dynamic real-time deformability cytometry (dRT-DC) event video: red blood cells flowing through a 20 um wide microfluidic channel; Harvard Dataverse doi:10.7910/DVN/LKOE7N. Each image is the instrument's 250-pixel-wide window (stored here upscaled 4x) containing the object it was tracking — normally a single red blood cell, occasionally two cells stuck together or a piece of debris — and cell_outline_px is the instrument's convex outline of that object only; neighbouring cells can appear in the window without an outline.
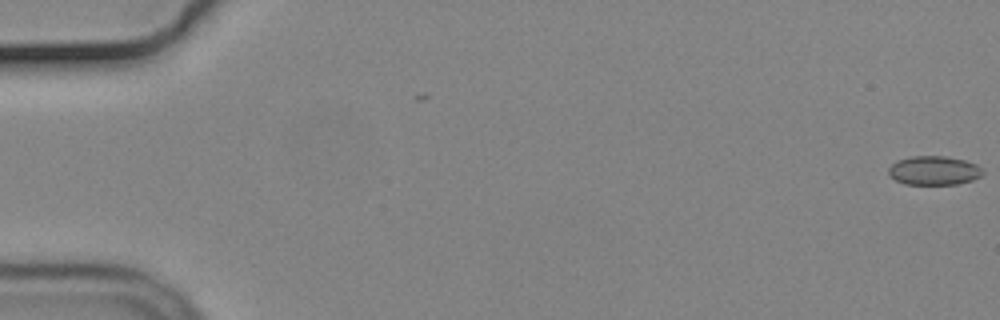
{"species": "common noctule bat (a hibernating species)", "species_latin": "Nyctalus noctula", "temperature_condition": "cold", "stored_images_in_passage": 56, "camera_frame_rate_fps": 3000, "um_per_image_px": 0.085, "animal": {"sex": "male", "body_mass_g": 19.2, "forearm_length_mm": 51.8}, "frame": {"image": 1, "passage_image": 1, "time_ms": 0.0, "image_size_px": [1000, 320], "cell_outline_px": [[984, 172], [980, 176], [972, 180], [956, 184], [904, 184], [888, 176], [888, 168], [896, 160], [912, 156], [944, 156], [964, 160], [976, 164]], "centroid_in_image_um": [79.34, 14.49], "position_along_channel_um": 5.7, "area_um2": 15.9}}
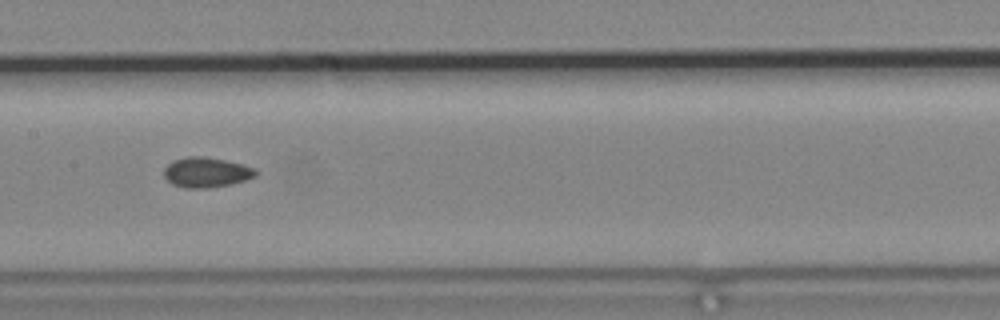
{"frame": {"image": 2, "passage_image": 29, "time_ms": 9.333, "image_size_px": [1000, 320], "cell_outline_px": [[256, 176], [232, 184], [208, 188], [184, 188], [172, 184], [164, 176], [164, 168], [172, 160], [188, 156], [204, 156], [224, 160], [240, 164], [252, 168], [256, 172]], "centroid_in_image_um": [17.48, 14.65], "position_along_channel_um": 189.9, "area_um2": 15.95}}
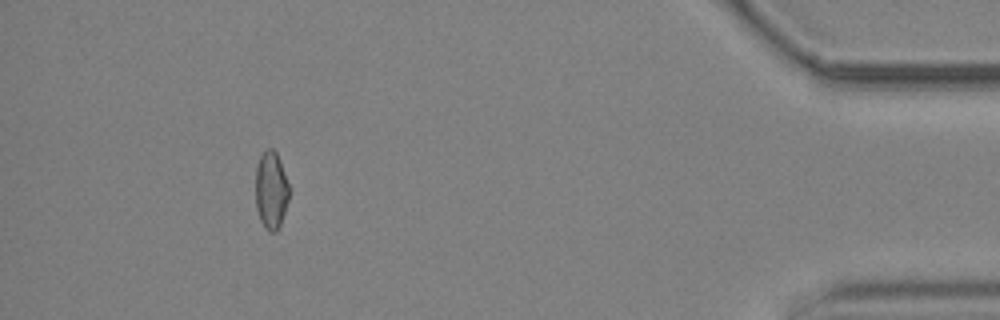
{"frame": {"image": 3, "passage_image": 52, "time_ms": 17.0, "image_size_px": [1000, 320], "cell_outline_px": [[288, 200], [280, 224], [276, 232], [268, 232], [264, 228], [260, 220], [256, 208], [256, 168], [260, 156], [268, 148], [272, 148], [276, 152], [280, 160], [288, 184]], "centroid_in_image_um": [23.03, 16.18], "position_along_channel_um": 412.2, "area_um2": 15.03}, "authors_computed_cell_mechanics": {"area_um2": 15.7216, "velocity_mm_per_s": 3.6994, "shape_relaxation_time_tau1_ms": null, "shape_relaxation_time_tau2_ms": 2.6976, "deformation_change_tau1": null, "deformation_change_tau2": 0.0676}}